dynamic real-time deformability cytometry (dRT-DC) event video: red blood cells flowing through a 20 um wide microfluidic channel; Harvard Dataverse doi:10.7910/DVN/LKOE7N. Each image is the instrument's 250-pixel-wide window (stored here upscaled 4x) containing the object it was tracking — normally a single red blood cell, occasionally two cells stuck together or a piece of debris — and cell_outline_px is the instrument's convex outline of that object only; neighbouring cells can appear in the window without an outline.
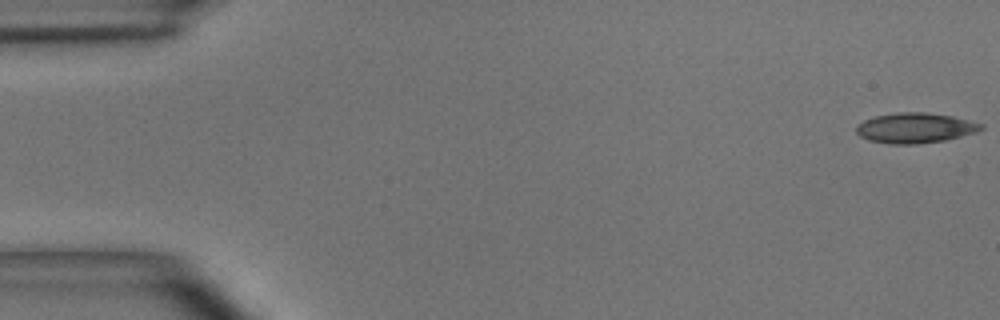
{"species": "common noctule bat (a hibernating species)", "species_latin": "Nyctalus noctula", "temperature_condition": "room temperature", "stored_images_in_passage": 5, "camera_frame_rate_fps": 3000, "um_per_image_px": 0.085, "animal": {"sex": "male", "body_mass_g": 15.6}, "frame": {"image": 1, "passage_image": 1, "time_ms": 0.0, "image_size_px": [1000, 320], "cell_outline_px": [[984, 128], [976, 132], [944, 140], [916, 144], [888, 144], [868, 140], [860, 136], [856, 132], [856, 128], [864, 120], [876, 116], [896, 112], [924, 112], [952, 116], [984, 124]], "centroid_in_image_um": [77.78, 10.87], "position_along_channel_um": 7.2, "area_um2": 21.85}}
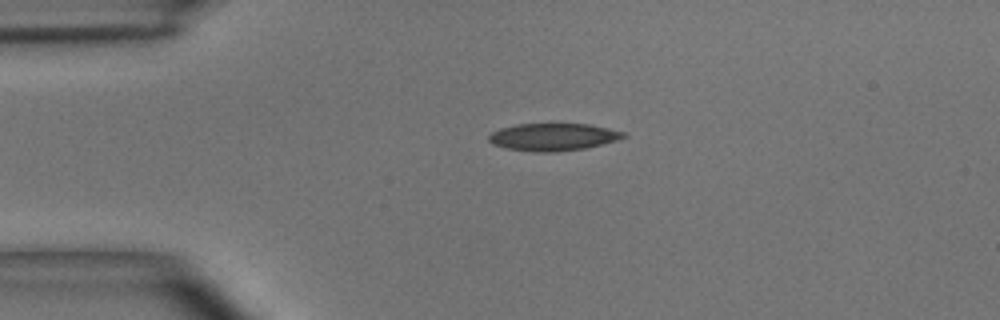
{"frame": {"image": 2, "passage_image": 4, "time_ms": 1.0, "image_size_px": [1000, 320], "cell_outline_px": [[628, 136], [620, 140], [584, 148], [552, 152], [536, 152], [508, 148], [492, 144], [488, 140], [488, 136], [492, 132], [500, 128], [516, 124], [588, 124], [608, 128], [624, 132]], "centroid_in_image_um": [47.03, 11.64], "position_along_channel_um": 38.0, "area_um2": 21.44}}